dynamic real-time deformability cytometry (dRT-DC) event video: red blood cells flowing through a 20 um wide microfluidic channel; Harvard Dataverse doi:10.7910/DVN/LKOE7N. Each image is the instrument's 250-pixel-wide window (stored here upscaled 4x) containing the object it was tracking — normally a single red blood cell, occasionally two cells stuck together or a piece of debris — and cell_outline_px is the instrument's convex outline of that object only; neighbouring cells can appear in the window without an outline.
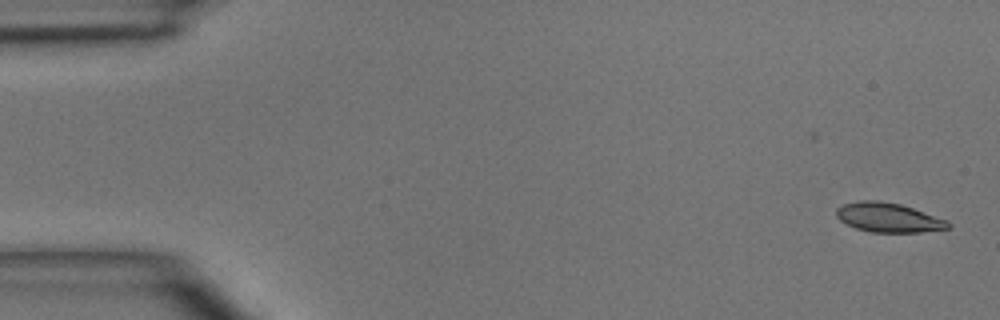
{"species": "common noctule bat (a hibernating species)", "species_latin": "Nyctalus noctula", "temperature_condition": "room temperature", "stored_images_in_passage": 4, "camera_frame_rate_fps": 3000, "um_per_image_px": 0.085, "animal": {"sex": "male", "body_mass_g": 15.6}, "frame": {"image": 1, "passage_image": 2, "time_ms": 1.333, "image_size_px": [1000, 320], "cell_outline_px": [[952, 224], [948, 228], [920, 232], [872, 232], [856, 228], [840, 220], [836, 216], [836, 208], [844, 204], [860, 200], [880, 200], [900, 204], [948, 220]], "centroid_in_image_um": [75.51, 18.48], "position_along_channel_um": 9.5, "area_um2": 19.02}}